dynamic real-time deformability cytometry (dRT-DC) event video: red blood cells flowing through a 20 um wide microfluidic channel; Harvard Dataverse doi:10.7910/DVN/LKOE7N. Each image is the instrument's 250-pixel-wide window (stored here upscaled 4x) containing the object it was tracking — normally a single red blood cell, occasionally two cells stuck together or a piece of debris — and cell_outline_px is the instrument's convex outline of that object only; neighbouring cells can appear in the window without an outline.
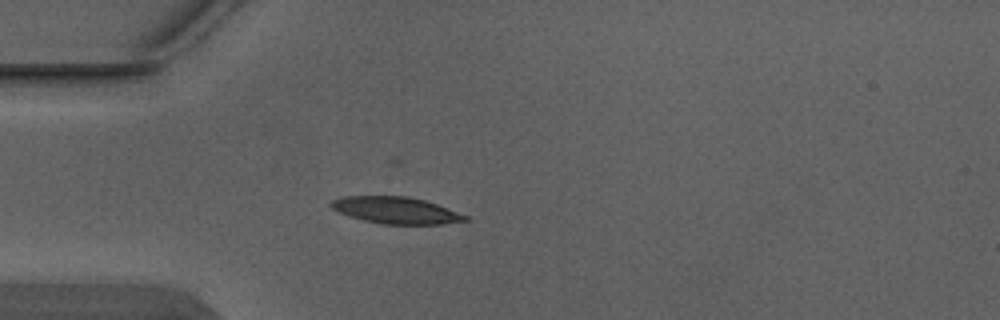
{"species": "Egyptian fruit bat (a non-hibernating species)", "species_latin": "Rousettus aegyptiacus", "temperature_condition": "warm", "stored_images_in_passage": 3, "camera_frame_rate_fps": 3000, "um_per_image_px": 0.085, "animal": {"sex": "male"}, "frame": {"image": 1, "passage_image": 3, "time_ms": 0.667, "image_size_px": [1000, 320], "cell_outline_px": [[472, 220], [444, 224], [384, 224], [364, 220], [348, 216], [332, 208], [328, 204], [332, 200], [340, 196], [408, 196], [424, 200], [436, 204], [468, 216]], "centroid_in_image_um": [33.65, 17.87], "position_along_channel_um": 51.3, "area_um2": 20.92}}